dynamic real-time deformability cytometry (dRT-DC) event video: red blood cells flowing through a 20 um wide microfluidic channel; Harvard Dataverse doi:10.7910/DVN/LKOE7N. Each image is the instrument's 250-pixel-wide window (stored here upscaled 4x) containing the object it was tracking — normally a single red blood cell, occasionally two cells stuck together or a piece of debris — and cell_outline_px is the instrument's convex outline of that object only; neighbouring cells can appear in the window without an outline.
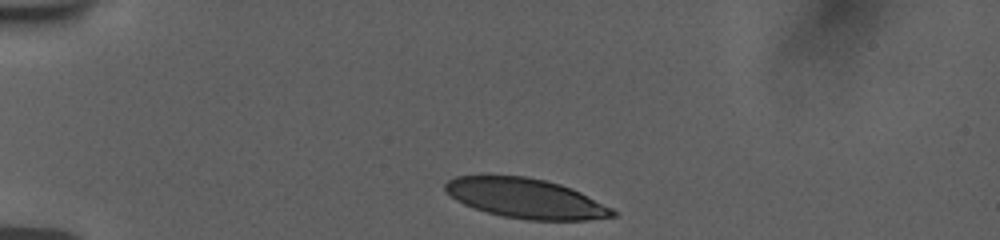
{"species": "human", "species_latin": "Homo sapiens", "temperature_condition": "room temperature", "stored_images_in_passage": 15, "camera_frame_rate_fps": 3000, "um_per_image_px": 0.085, "donor": {"sex": "female"}, "frame": {"image": 1, "passage_image": 1, "time_ms": 0.0, "image_size_px": [1000, 240], "cell_outline_px": [[616, 216], [588, 220], [528, 220], [504, 216], [488, 212], [464, 204], [456, 200], [444, 188], [444, 184], [448, 180], [456, 176], [484, 172], [524, 176], [544, 180], [560, 184], [572, 188], [612, 208], [616, 212]], "centroid_in_image_um": [44.63, 16.81], "position_along_channel_um": 40.4, "area_um2": 39.36}}
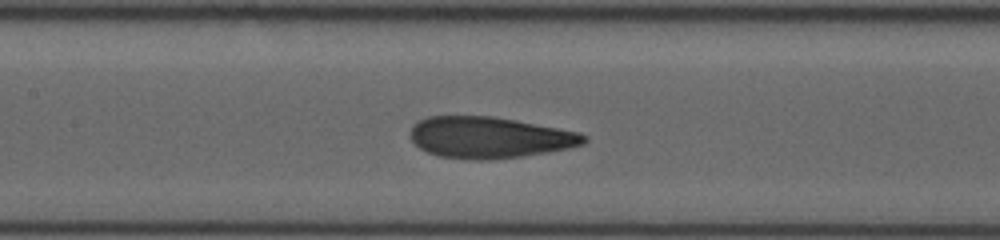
{"frame": {"image": 2, "passage_image": 9, "time_ms": 4.667, "image_size_px": [1000, 240], "cell_outline_px": [[588, 140], [584, 144], [568, 148], [524, 156], [488, 160], [476, 160], [440, 156], [428, 152], [420, 148], [412, 140], [408, 132], [412, 124], [428, 116], [492, 116], [516, 120], [580, 132], [588, 136]], "centroid_in_image_um": [41.6, 11.68], "position_along_channel_um": 165.8, "area_um2": 41.96}}
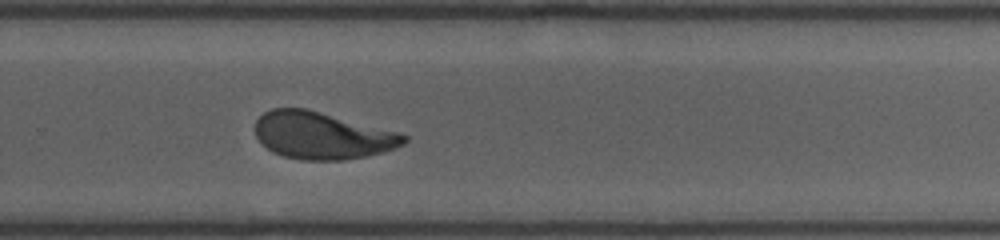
{"frame": {"image": 3, "passage_image": 15, "time_ms": 8.333, "image_size_px": [1000, 240], "cell_outline_px": [[408, 140], [404, 144], [396, 148], [364, 156], [344, 160], [300, 160], [284, 156], [272, 152], [260, 144], [256, 136], [256, 120], [264, 112], [272, 108], [308, 108], [400, 132], [408, 136]], "centroid_in_image_um": [27.38, 11.51], "position_along_channel_um": 302.4, "area_um2": 41.21}}